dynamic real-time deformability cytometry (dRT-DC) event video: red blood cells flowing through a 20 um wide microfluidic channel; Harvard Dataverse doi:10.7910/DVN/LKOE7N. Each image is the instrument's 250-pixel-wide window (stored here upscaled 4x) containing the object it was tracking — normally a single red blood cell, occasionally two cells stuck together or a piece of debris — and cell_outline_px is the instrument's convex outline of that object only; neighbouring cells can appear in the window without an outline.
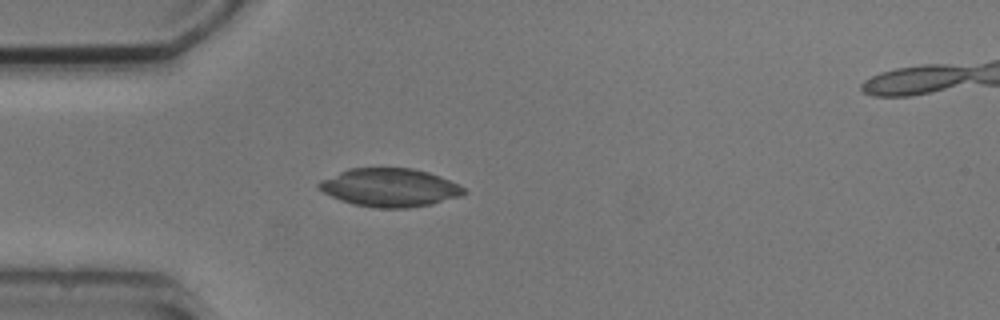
{"species": "common noctule bat (a hibernating species)", "species_latin": "Nyctalus noctula", "temperature_condition": "cold", "stored_images_in_passage": 1, "camera_frame_rate_fps": 3000, "um_per_image_px": 0.085, "animal": {"sex": "male", "body_mass_g": 20.5, "forearm_length_mm": 52.5}, "frame": {"image": 1, "passage_image": 1, "time_ms": 0.0, "image_size_px": [1000, 320], "cell_outline_px": [[468, 192], [460, 196], [432, 204], [408, 208], [376, 208], [352, 204], [332, 196], [324, 192], [316, 184], [320, 180], [348, 168], [412, 168], [428, 172], [440, 176], [460, 184]], "centroid_in_image_um": [33.15, 15.94], "position_along_channel_um": 51.8, "area_um2": 32.43}}